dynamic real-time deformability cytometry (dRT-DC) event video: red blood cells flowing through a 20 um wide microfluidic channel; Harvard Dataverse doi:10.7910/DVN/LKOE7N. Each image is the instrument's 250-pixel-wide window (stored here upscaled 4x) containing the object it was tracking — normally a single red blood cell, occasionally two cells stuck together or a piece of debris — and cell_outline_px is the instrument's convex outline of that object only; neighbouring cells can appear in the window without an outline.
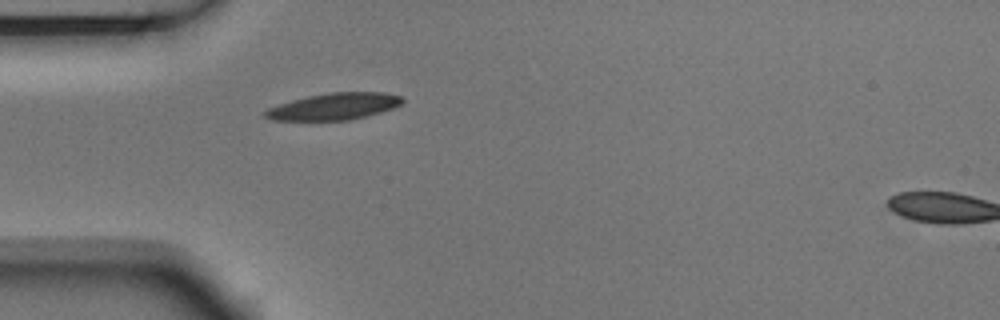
{"species": "Egyptian fruit bat (a non-hibernating species)", "species_latin": "Rousettus aegyptiacus", "temperature_condition": "room temperature", "stored_images_in_passage": 3, "camera_frame_rate_fps": 3000, "um_per_image_px": 0.085, "animal": {"sex": "male"}, "frame": {"image": 1, "passage_image": 3, "time_ms": 0.667, "image_size_px": [1000, 320], "cell_outline_px": [[404, 100], [400, 104], [392, 108], [380, 112], [348, 120], [272, 120], [264, 116], [264, 112], [268, 108], [292, 100], [308, 96], [328, 92], [384, 92], [400, 96]], "centroid_in_image_um": [28.38, 9.04], "position_along_channel_um": 56.6, "area_um2": 21.1}}